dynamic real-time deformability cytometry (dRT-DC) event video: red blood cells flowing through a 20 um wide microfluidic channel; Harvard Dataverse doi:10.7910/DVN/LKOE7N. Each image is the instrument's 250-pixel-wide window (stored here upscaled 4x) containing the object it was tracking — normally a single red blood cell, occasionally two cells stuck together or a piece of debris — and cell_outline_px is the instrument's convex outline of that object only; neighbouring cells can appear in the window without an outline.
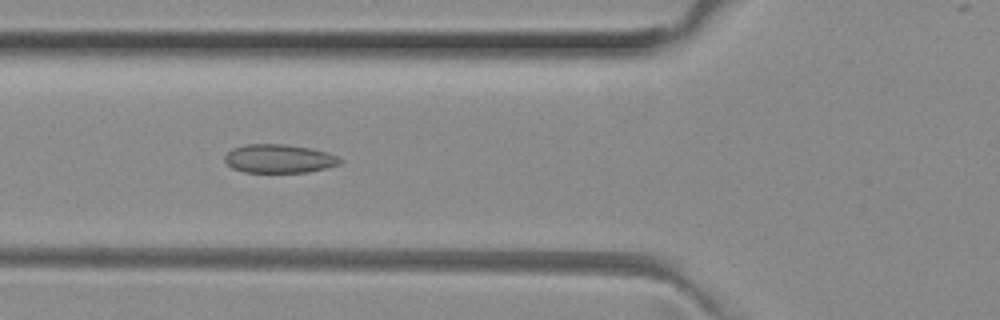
{"species": "common noctule bat (a hibernating species)", "species_latin": "Nyctalus noctula", "temperature_condition": "room temperature", "stored_images_in_passage": 45, "camera_frame_rate_fps": 3000, "um_per_image_px": 0.085, "animal": {"sex": "female", "body_mass_g": 29.2, "forearm_length_mm": 56.3}, "frame": {"image": 1, "passage_image": 18, "time_ms": 5.667, "image_size_px": [1000, 320], "cell_outline_px": [[344, 160], [340, 164], [308, 172], [244, 172], [232, 168], [224, 160], [224, 156], [232, 148], [244, 144], [288, 144], [312, 148], [328, 152]], "centroid_in_image_um": [23.72, 13.47], "position_along_channel_um": 102.1, "area_um2": 19.36}}
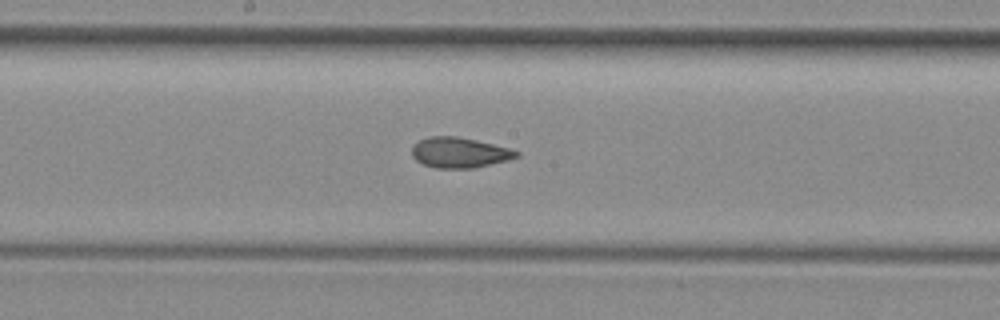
{"frame": {"image": 2, "passage_image": 26, "time_ms": 8.333, "image_size_px": [1000, 320], "cell_outline_px": [[520, 156], [508, 160], [476, 168], [436, 168], [424, 164], [416, 160], [412, 156], [412, 148], [420, 140], [428, 136], [456, 136], [476, 140], [508, 148], [520, 152]], "centroid_in_image_um": [39.07, 12.97], "position_along_channel_um": 209.1, "area_um2": 18.44}}
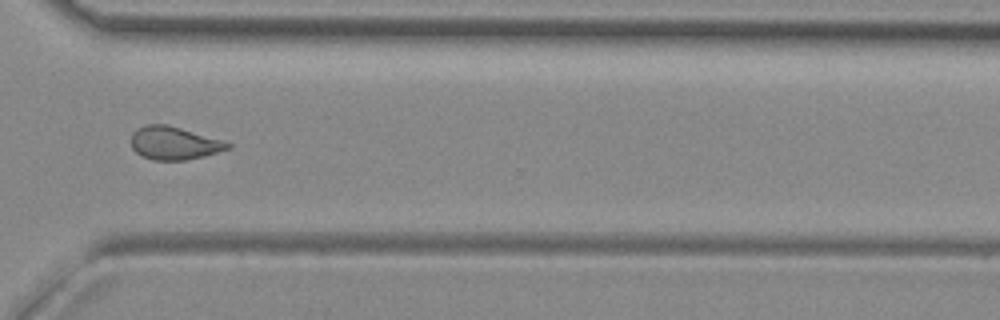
{"frame": {"image": 3, "passage_image": 37, "time_ms": 12.0, "image_size_px": [1000, 320], "cell_outline_px": [[232, 148], [204, 156], [184, 160], [152, 160], [140, 156], [132, 148], [132, 132], [136, 128], [148, 124], [164, 124], [180, 128], [220, 140], [232, 144]], "centroid_in_image_um": [14.76, 12.18], "position_along_channel_um": 355.8, "area_um2": 18.44}}